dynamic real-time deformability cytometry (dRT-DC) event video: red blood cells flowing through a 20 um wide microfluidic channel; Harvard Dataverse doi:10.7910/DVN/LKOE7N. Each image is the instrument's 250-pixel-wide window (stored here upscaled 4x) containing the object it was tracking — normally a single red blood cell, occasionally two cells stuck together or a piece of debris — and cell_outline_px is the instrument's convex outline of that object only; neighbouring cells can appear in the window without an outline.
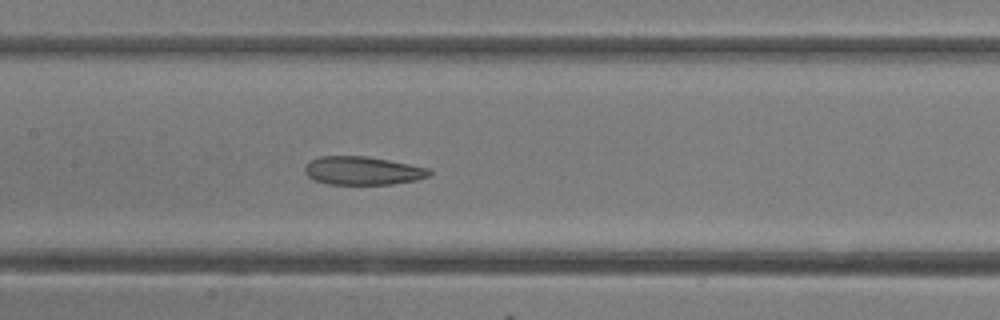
{"species": "common noctule bat (a hibernating species)", "species_latin": "Nyctalus noctula", "temperature_condition": "room temperature", "stored_images_in_passage": 16, "camera_frame_rate_fps": 3000, "um_per_image_px": 0.085, "animal": {"sex": "female"}, "frame": {"image": 1, "passage_image": 14, "time_ms": 4.333, "image_size_px": [1000, 320], "cell_outline_px": [[432, 172], [428, 176], [416, 180], [392, 184], [328, 184], [316, 180], [308, 176], [304, 172], [304, 168], [312, 160], [320, 156], [368, 156], [432, 168]], "centroid_in_image_um": [30.87, 14.5], "position_along_channel_um": 176.5, "area_um2": 20.58}}
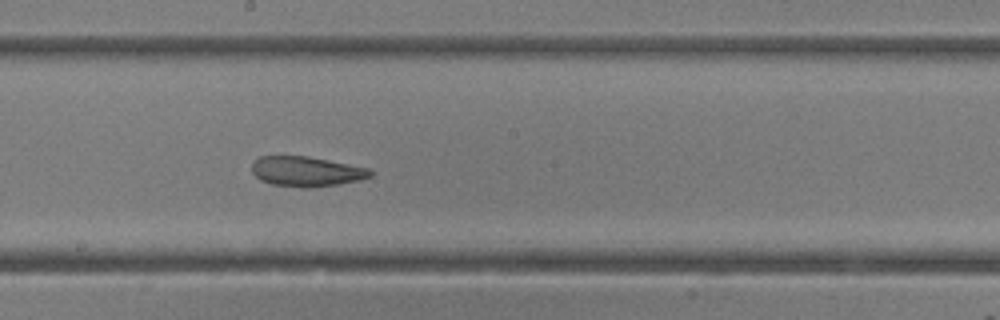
{"frame": {"image": 2, "passage_image": 16, "time_ms": 5.0, "image_size_px": [1000, 320], "cell_outline_px": [[372, 176], [360, 180], [336, 184], [308, 188], [304, 188], [272, 184], [260, 180], [252, 172], [252, 164], [260, 156], [308, 156], [368, 168], [372, 172]], "centroid_in_image_um": [26.03, 14.57], "position_along_channel_um": 222.2, "area_um2": 20.52}}